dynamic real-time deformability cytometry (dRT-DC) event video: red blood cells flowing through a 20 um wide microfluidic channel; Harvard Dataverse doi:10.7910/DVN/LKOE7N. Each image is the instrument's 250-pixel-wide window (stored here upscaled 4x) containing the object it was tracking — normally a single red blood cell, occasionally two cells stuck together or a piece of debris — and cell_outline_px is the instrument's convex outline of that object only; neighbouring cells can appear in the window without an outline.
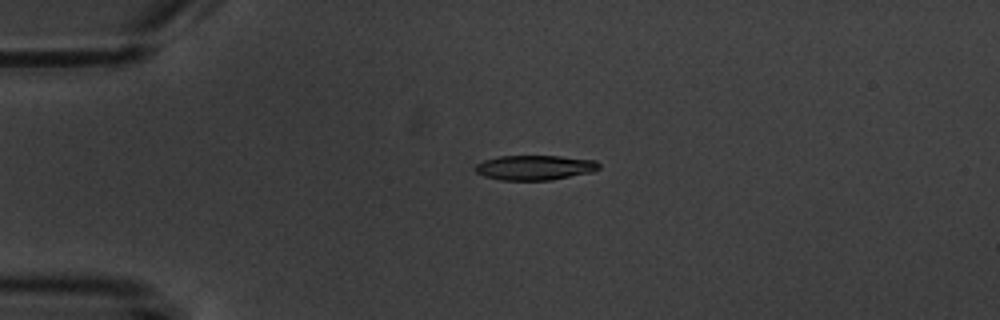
{"species": "common noctule bat (a hibernating species)", "species_latin": "Nyctalus noctula", "temperature_condition": "warm", "stored_images_in_passage": 4, "camera_frame_rate_fps": 3000, "um_per_image_px": 0.085, "animal": {"sex": "male", "body_mass_g": 20.1, "forearm_length_mm": 53.5}, "frame": {"image": 1, "passage_image": 3, "time_ms": 3.333, "image_size_px": [1000, 320], "cell_outline_px": [[600, 168], [592, 172], [552, 180], [500, 180], [484, 176], [476, 172], [472, 168], [476, 164], [484, 160], [500, 156], [560, 156], [596, 160], [600, 164]], "centroid_in_image_um": [45.45, 14.24], "position_along_channel_um": 39.5, "area_um2": 18.03}}